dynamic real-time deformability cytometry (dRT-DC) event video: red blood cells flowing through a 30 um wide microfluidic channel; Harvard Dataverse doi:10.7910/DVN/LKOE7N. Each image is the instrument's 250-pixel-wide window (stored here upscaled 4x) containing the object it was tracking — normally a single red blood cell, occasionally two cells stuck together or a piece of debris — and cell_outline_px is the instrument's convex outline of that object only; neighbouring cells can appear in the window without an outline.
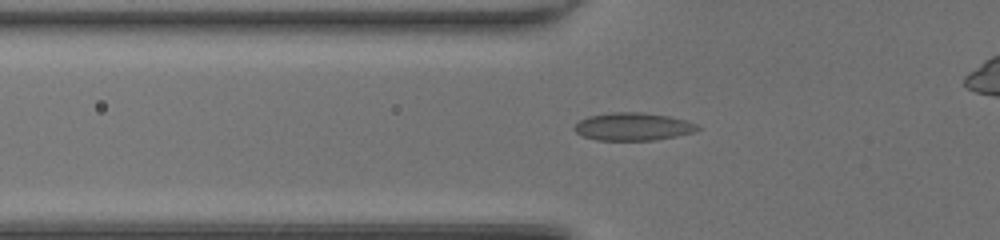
{"species": "common noctule bat (a hibernating species)", "species_latin": "Nyctalus noctula", "temperature_condition": "room temperature", "stored_images_in_passage": 46, "camera_frame_rate_fps": 3000, "um_per_image_px": 0.085, "animal": {"sex": "female", "body_mass_g": 20.0, "forearm_length_mm": 54.0}, "frame": {"image": 1, "passage_image": 19, "time_ms": 6.0, "image_size_px": [1000, 240], "cell_outline_px": [[704, 128], [696, 132], [656, 140], [596, 140], [584, 136], [576, 132], [572, 128], [580, 120], [588, 116], [612, 112], [644, 112], [668, 116], [684, 120], [696, 124]], "centroid_in_image_um": [53.83, 10.76], "position_along_channel_um": 72.0, "area_um2": 20.06}}
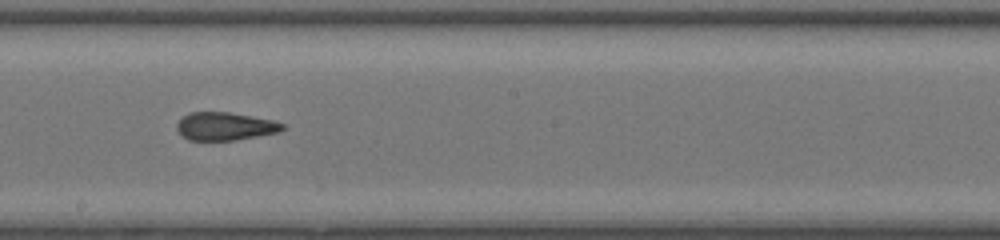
{"frame": {"image": 2, "passage_image": 30, "time_ms": 9.667, "image_size_px": [1000, 240], "cell_outline_px": [[288, 128], [280, 132], [236, 140], [188, 140], [180, 136], [176, 128], [176, 124], [188, 112], [228, 112], [272, 120], [284, 124]], "centroid_in_image_um": [19.13, 10.74], "position_along_channel_um": 229.1, "area_um2": 17.4}}
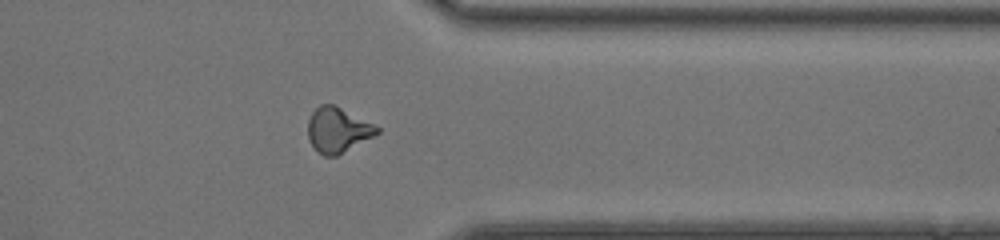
{"frame": {"image": 3, "passage_image": 41, "time_ms": 13.333, "image_size_px": [1000, 240], "cell_outline_px": [[380, 132], [336, 156], [324, 156], [316, 152], [308, 140], [308, 120], [312, 112], [320, 104], [332, 104], [380, 128]], "centroid_in_image_um": [28.65, 11.07], "position_along_channel_um": 382.8, "area_um2": 17.8}}